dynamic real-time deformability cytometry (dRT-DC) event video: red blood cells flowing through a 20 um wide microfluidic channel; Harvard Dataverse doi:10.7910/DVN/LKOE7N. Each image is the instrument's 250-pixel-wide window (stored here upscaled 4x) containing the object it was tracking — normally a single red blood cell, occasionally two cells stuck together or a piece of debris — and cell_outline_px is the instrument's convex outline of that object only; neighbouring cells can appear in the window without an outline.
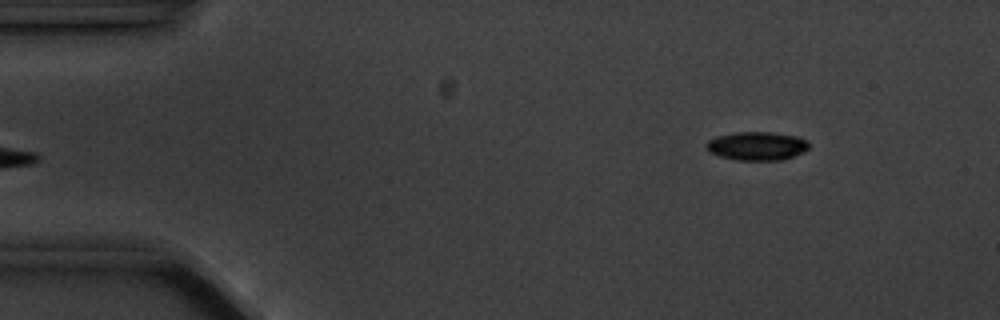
{"species": "common noctule bat (a hibernating species)", "species_latin": "Nyctalus noctula", "temperature_condition": "cold", "stored_images_in_passage": 5, "segment_of_instrument_passage": [2, 2], "camera_frame_rate_fps": 3000, "um_per_image_px": 0.085, "animal": {"sex": "male", "body_mass_g": 20.1, "forearm_length_mm": 53.5}, "frame": {"image": 1, "passage_image": 5, "time_ms": 5.333, "image_size_px": [1000, 320], "cell_outline_px": [[808, 148], [804, 152], [780, 160], [736, 160], [720, 156], [712, 152], [704, 144], [708, 140], [716, 136], [736, 132], [768, 132], [796, 136], [808, 140]], "centroid_in_image_um": [64.34, 12.4], "position_along_channel_um": 20.7, "area_um2": 16.94}}